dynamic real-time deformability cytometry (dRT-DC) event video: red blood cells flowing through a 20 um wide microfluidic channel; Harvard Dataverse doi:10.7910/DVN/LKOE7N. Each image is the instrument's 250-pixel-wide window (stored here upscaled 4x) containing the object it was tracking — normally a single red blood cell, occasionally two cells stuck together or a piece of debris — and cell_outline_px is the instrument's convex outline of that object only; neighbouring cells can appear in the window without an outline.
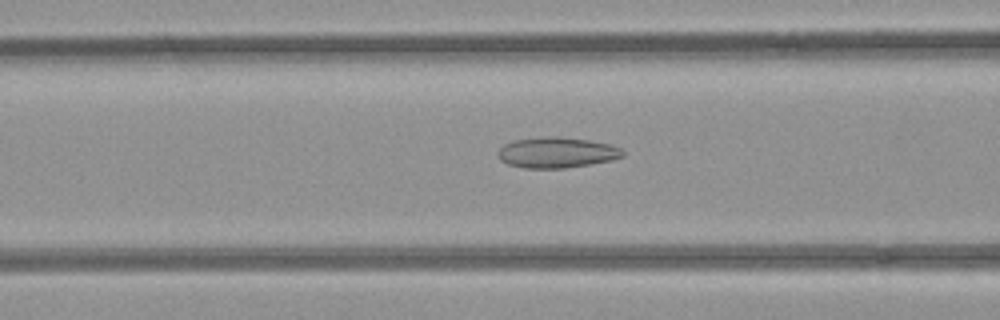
{"species": "common noctule bat (a hibernating species)", "species_latin": "Nyctalus noctula", "temperature_condition": "room temperature", "stored_images_in_passage": 51, "camera_frame_rate_fps": 3000, "um_per_image_px": 0.085, "animal": {"sex": "female", "body_mass_g": 21.9}, "frame": {"image": 1, "passage_image": 20, "time_ms": 6.333, "image_size_px": [1000, 320], "cell_outline_px": [[624, 156], [612, 160], [564, 168], [524, 168], [508, 164], [500, 160], [496, 152], [504, 144], [512, 140], [548, 136], [556, 136], [588, 140], [612, 144], [620, 148], [624, 152]], "centroid_in_image_um": [47.3, 12.96], "position_along_channel_um": 119.3, "area_um2": 22.37}}
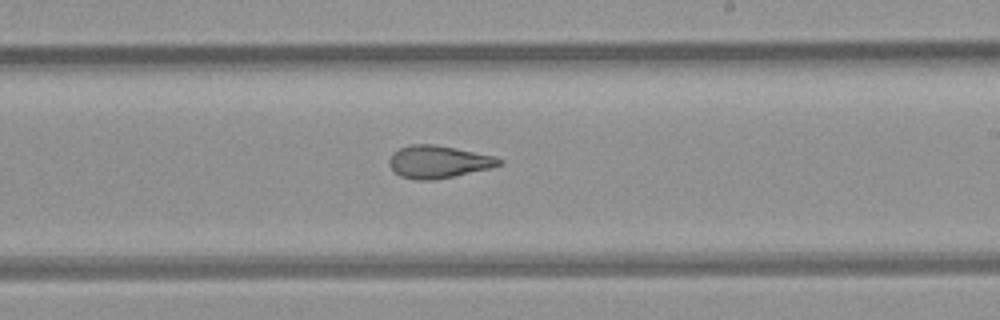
{"frame": {"image": 2, "passage_image": 30, "time_ms": 9.667, "image_size_px": [1000, 320], "cell_outline_px": [[504, 164], [492, 168], [432, 180], [416, 180], [400, 176], [388, 164], [388, 160], [392, 152], [400, 148], [412, 144], [432, 144], [456, 148], [496, 156], [504, 160]], "centroid_in_image_um": [37.29, 13.75], "position_along_channel_um": 251.7, "area_um2": 20.92}}
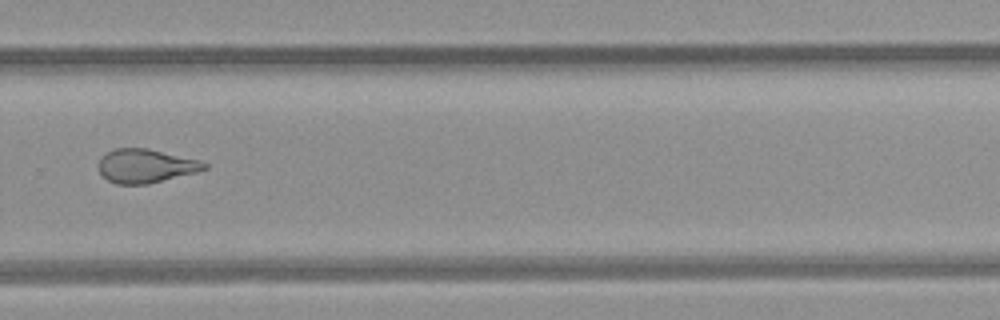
{"frame": {"image": 3, "passage_image": 35, "time_ms": 11.333, "image_size_px": [1000, 320], "cell_outline_px": [[208, 168], [196, 172], [148, 184], [116, 184], [108, 180], [100, 172], [100, 160], [108, 152], [116, 148], [148, 148], [200, 160], [208, 164]], "centroid_in_image_um": [12.42, 14.1], "position_along_channel_um": 317.4, "area_um2": 20.58}, "authors_computed_cell_mechanics": {"area_um2": 23.1778, "velocity_mm_per_s": 3.974, "shape_relaxation_time_tau1_ms": null, "shape_relaxation_time_tau2_ms": 1.9348, "deformation_change_tau1": null, "deformation_change_tau2": 0.108}}